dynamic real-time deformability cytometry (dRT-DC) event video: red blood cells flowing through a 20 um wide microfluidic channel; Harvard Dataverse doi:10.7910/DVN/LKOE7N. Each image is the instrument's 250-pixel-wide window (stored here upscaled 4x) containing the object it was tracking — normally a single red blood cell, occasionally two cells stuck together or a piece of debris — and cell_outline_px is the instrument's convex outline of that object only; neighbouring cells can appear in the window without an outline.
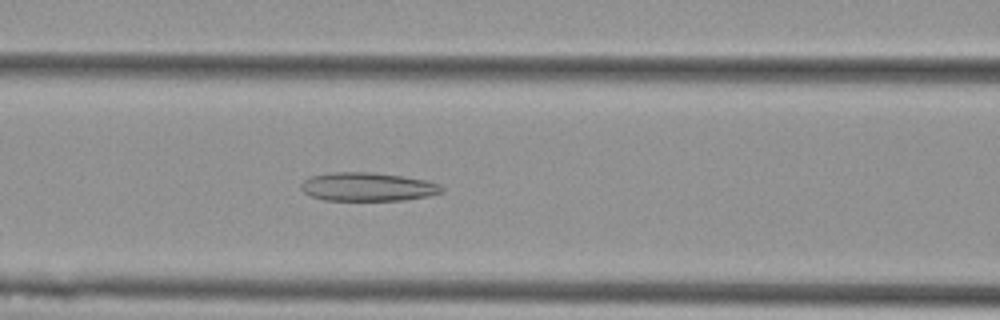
{"species": "Egyptian fruit bat (a non-hibernating species)", "species_latin": "Rousettus aegyptiacus", "temperature_condition": "cold", "stored_images_in_passage": 21, "camera_frame_rate_fps": 3000, "um_per_image_px": 0.085, "animal": {"sex": "female"}, "frame": {"image": 1, "passage_image": 17, "time_ms": 5.333, "image_size_px": [1000, 320], "cell_outline_px": [[444, 192], [428, 196], [404, 200], [324, 200], [312, 196], [304, 192], [300, 188], [300, 184], [308, 176], [332, 172], [372, 172], [400, 176], [424, 180], [440, 184], [444, 188]], "centroid_in_image_um": [31.23, 15.88], "position_along_channel_um": 135.4, "area_um2": 23.47}}
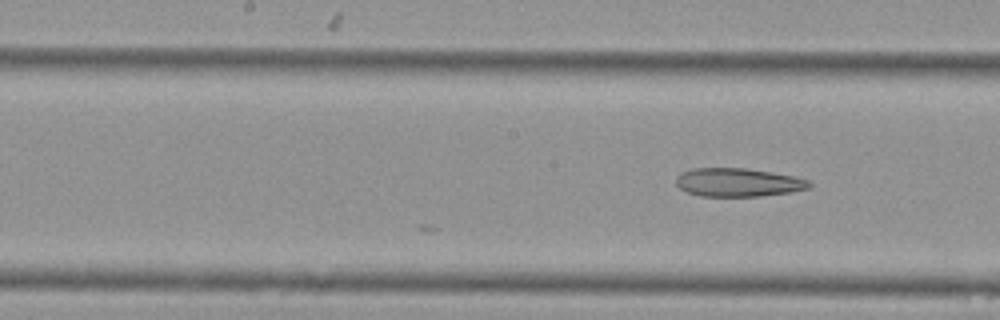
{"frame": {"image": 2, "passage_image": 21, "time_ms": 6.667, "image_size_px": [1000, 320], "cell_outline_px": [[812, 184], [808, 188], [788, 192], [760, 196], [700, 196], [688, 192], [680, 188], [676, 184], [676, 176], [680, 172], [692, 168], [744, 168], [796, 176], [808, 180]], "centroid_in_image_um": [62.7, 15.49], "position_along_channel_um": 185.5, "area_um2": 22.02}}